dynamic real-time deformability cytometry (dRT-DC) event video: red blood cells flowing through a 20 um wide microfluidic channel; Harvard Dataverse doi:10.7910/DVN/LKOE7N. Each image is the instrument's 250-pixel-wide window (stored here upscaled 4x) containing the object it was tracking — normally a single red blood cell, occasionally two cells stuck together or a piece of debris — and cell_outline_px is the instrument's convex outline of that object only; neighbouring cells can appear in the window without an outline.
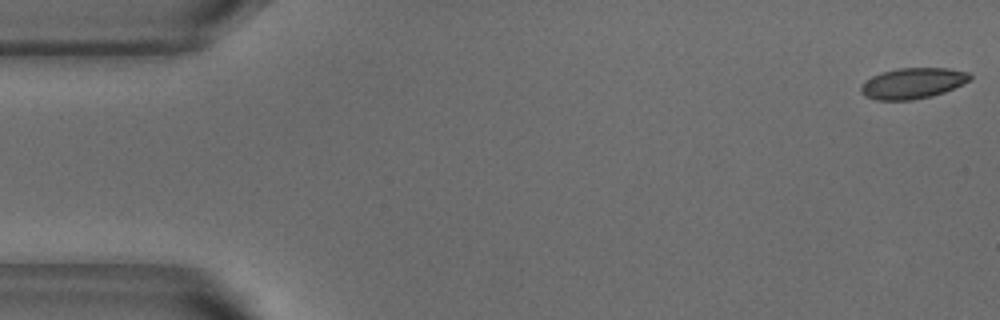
{"species": "common noctule bat (a hibernating species)", "species_latin": "Nyctalus noctula", "temperature_condition": "warm", "stored_images_in_passage": 53, "camera_frame_rate_fps": 3000, "um_per_image_px": 0.085, "animal": {"sex": "male", "body_mass_g": 18.8}, "frame": {"image": 1, "passage_image": 1, "time_ms": 0.0, "image_size_px": [1000, 320], "cell_outline_px": [[972, 76], [968, 80], [944, 92], [932, 96], [912, 100], [876, 100], [864, 96], [860, 92], [860, 88], [864, 80], [872, 76], [884, 72], [900, 68], [948, 68], [968, 72]], "centroid_in_image_um": [77.53, 7.08], "position_along_channel_um": 7.5, "area_um2": 19.42}}
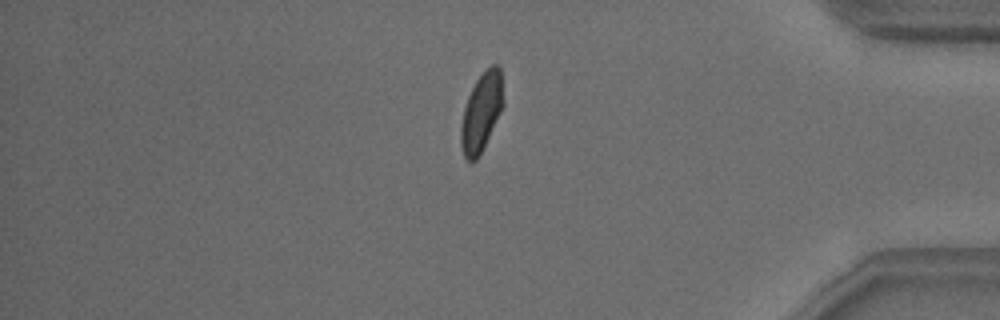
{"frame": {"image": 2, "passage_image": 44, "time_ms": 14.333, "image_size_px": [1000, 320], "cell_outline_px": [[504, 104], [476, 160], [468, 160], [464, 156], [460, 144], [460, 128], [464, 108], [468, 96], [476, 80], [492, 64], [496, 64], [500, 68], [504, 100]], "centroid_in_image_um": [40.91, 9.5], "position_along_channel_um": 394.3, "area_um2": 18.9}}
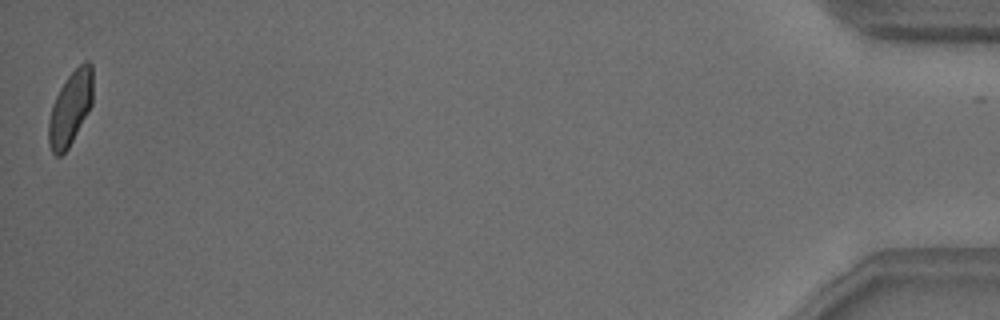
{"frame": {"image": 3, "passage_image": 52, "time_ms": 17.0, "image_size_px": [1000, 320], "cell_outline_px": [[92, 104], [88, 112], [68, 148], [60, 156], [56, 156], [52, 152], [48, 144], [48, 120], [52, 104], [60, 88], [68, 76], [84, 60], [88, 60], [92, 64]], "centroid_in_image_um": [5.97, 9.19], "position_along_channel_um": 429.2, "area_um2": 19.02}, "authors_computed_cell_mechanics": {"area_um2": 19.941, "velocity_mm_per_s": 3.8104, "shape_relaxation_time_tau1_ms": 3.936, "shape_relaxation_time_tau2_ms": null, "deformation_change_tau1": 0.1186, "deformation_change_tau2": null}}